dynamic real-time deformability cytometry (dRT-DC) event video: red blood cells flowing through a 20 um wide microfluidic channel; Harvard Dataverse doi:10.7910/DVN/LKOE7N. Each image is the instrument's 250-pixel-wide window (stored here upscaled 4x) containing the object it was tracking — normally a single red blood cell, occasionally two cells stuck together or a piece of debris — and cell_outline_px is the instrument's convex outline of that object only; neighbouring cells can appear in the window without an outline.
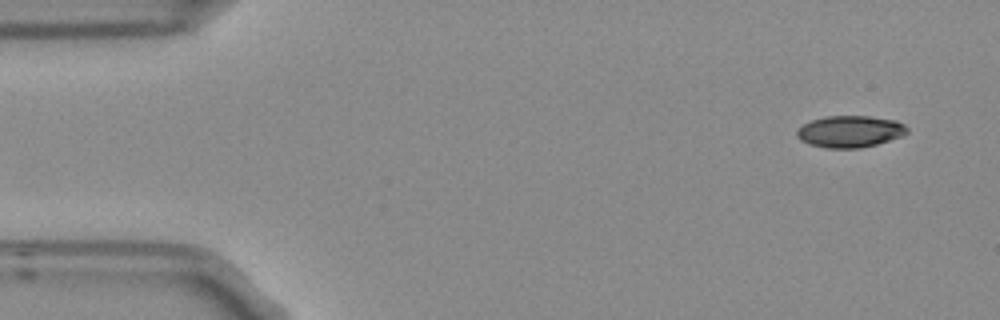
{"species": "Egyptian fruit bat (a non-hibernating species)", "species_latin": "Rousettus aegyptiacus", "temperature_condition": "room temperature", "stored_images_in_passage": 3, "camera_frame_rate_fps": 3000, "um_per_image_px": 0.085, "frame": {"image": 1, "passage_image": 1, "time_ms": 0.0, "image_size_px": [1000, 320], "cell_outline_px": [[908, 132], [904, 136], [876, 144], [860, 148], [828, 148], [808, 144], [800, 140], [796, 136], [796, 132], [804, 124], [812, 120], [824, 116], [868, 116], [896, 120], [904, 124], [908, 128]], "centroid_in_image_um": [72.27, 11.18], "position_along_channel_um": 12.7, "area_um2": 20.46}}